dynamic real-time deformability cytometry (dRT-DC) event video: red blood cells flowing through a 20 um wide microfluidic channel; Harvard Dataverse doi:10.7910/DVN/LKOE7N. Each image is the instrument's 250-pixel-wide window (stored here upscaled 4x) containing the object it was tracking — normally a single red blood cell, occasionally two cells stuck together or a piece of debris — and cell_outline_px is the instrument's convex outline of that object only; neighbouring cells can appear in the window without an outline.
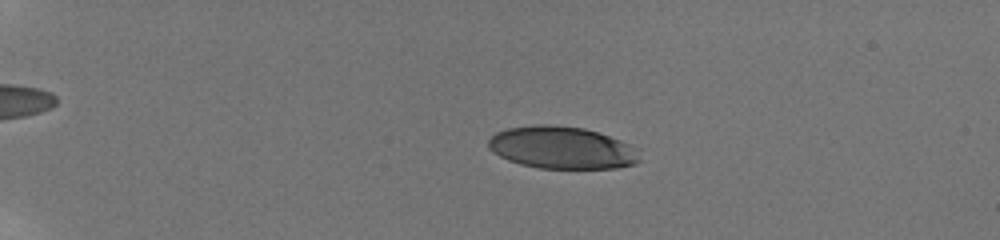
{"species": "human", "species_latin": "Homo sapiens", "temperature_condition": "room temperature", "stored_images_in_passage": 52, "camera_frame_rate_fps": 3000, "um_per_image_px": 0.085, "donor": {"sex": "male"}, "frame": {"image": 1, "passage_image": 18, "time_ms": 5.0, "image_size_px": [1000, 240], "cell_outline_px": [[640, 160], [636, 164], [616, 168], [540, 168], [520, 164], [508, 160], [492, 152], [488, 148], [488, 140], [496, 132], [508, 128], [536, 124], [552, 124], [584, 128], [620, 140], [640, 148]], "centroid_in_image_um": [47.78, 12.55], "position_along_channel_um": 37.2, "area_um2": 37.57}}
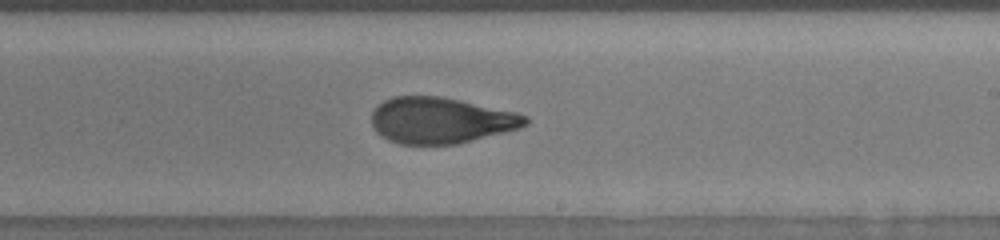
{"frame": {"image": 2, "passage_image": 47, "time_ms": 13.0, "image_size_px": [1000, 240], "cell_outline_px": [[528, 124], [520, 128], [456, 144], [400, 144], [388, 140], [380, 136], [376, 132], [372, 124], [372, 112], [384, 100], [392, 96], [440, 96], [460, 100], [516, 112], [528, 116]], "centroid_in_image_um": [37.45, 10.23], "position_along_channel_um": 251.5, "area_um2": 41.21}}
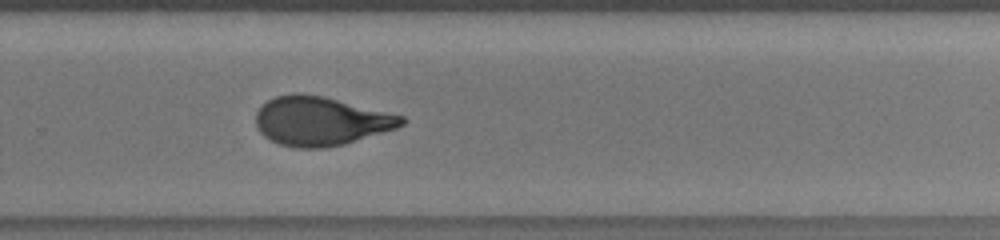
{"frame": {"image": 3, "passage_image": 52, "time_ms": 14.333, "image_size_px": [1000, 240], "cell_outline_px": [[408, 120], [404, 124], [396, 128], [344, 144], [324, 148], [296, 148], [280, 144], [264, 136], [260, 132], [256, 124], [256, 112], [268, 100], [276, 96], [292, 92], [300, 92], [324, 96], [404, 116]], "centroid_in_image_um": [27.26, 10.28], "position_along_channel_um": 302.5, "area_um2": 41.56}}